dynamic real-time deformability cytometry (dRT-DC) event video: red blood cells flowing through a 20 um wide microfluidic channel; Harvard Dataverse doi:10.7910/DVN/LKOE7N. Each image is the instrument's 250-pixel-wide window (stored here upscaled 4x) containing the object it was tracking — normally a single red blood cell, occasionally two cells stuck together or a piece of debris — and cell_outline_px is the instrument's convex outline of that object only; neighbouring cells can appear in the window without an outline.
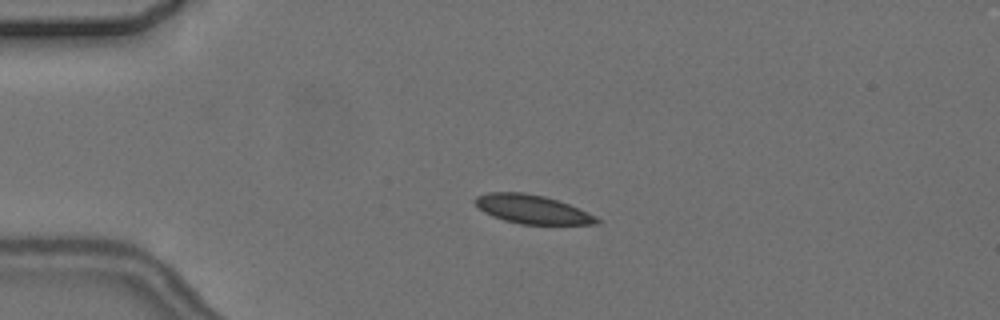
{"species": "common noctule bat (a hibernating species)", "species_latin": "Nyctalus noctula", "temperature_condition": "cold", "stored_images_in_passage": 2, "camera_frame_rate_fps": 3000, "um_per_image_px": 0.085, "animal": {"sex": "female", "body_mass_g": 24.6, "forearm_length_mm": 56.2}, "frame": {"image": 1, "passage_image": 1, "time_ms": 0.0, "image_size_px": [1000, 320], "cell_outline_px": [[600, 224], [520, 224], [504, 220], [492, 216], [484, 212], [472, 200], [476, 196], [488, 192], [524, 192], [544, 196], [568, 204], [596, 216], [600, 220]], "centroid_in_image_um": [45.21, 17.78], "position_along_channel_um": 39.8, "area_um2": 20.29}}